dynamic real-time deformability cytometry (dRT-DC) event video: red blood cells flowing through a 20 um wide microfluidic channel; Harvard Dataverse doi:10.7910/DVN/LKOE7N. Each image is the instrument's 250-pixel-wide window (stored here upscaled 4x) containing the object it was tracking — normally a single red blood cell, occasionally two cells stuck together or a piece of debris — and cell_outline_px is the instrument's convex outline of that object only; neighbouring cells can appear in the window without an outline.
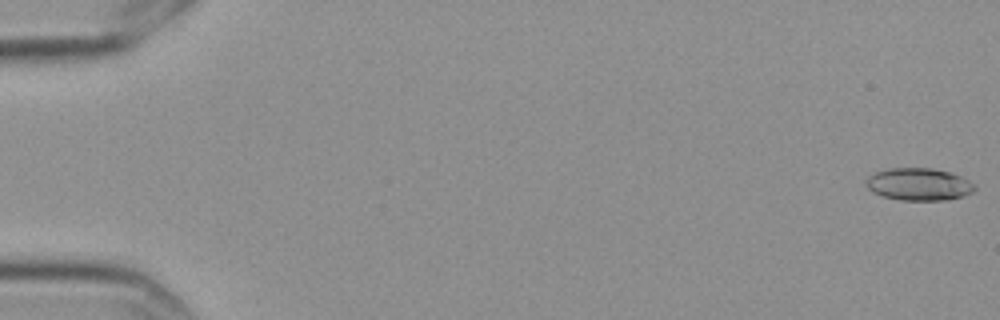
{"species": "Egyptian fruit bat (a non-hibernating species)", "species_latin": "Rousettus aegyptiacus", "temperature_condition": "cold", "stored_images_in_passage": 5, "camera_frame_rate_fps": 3000, "um_per_image_px": 0.085, "frame": {"image": 1, "passage_image": 1, "time_ms": 0.0, "image_size_px": [1000, 320], "cell_outline_px": [[976, 188], [972, 192], [964, 196], [948, 200], [900, 200], [880, 196], [872, 192], [864, 184], [864, 180], [868, 176], [876, 172], [888, 168], [932, 168], [948, 172], [960, 176], [968, 180]], "centroid_in_image_um": [78.04, 15.67], "position_along_channel_um": 7.0, "area_um2": 20.63}}
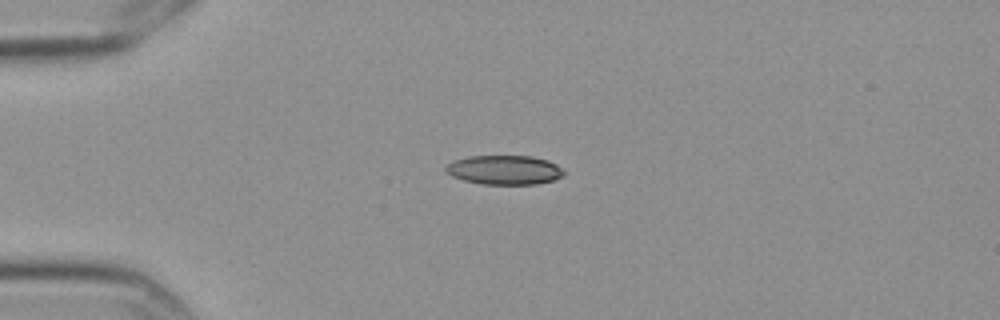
{"frame": {"image": 2, "passage_image": 5, "time_ms": 1.333, "image_size_px": [1000, 320], "cell_outline_px": [[564, 172], [560, 176], [552, 180], [536, 184], [480, 184], [464, 180], [452, 176], [444, 168], [452, 160], [468, 156], [532, 156], [548, 160], [564, 168]], "centroid_in_image_um": [42.86, 14.43], "position_along_channel_um": 42.1, "area_um2": 20.11}}